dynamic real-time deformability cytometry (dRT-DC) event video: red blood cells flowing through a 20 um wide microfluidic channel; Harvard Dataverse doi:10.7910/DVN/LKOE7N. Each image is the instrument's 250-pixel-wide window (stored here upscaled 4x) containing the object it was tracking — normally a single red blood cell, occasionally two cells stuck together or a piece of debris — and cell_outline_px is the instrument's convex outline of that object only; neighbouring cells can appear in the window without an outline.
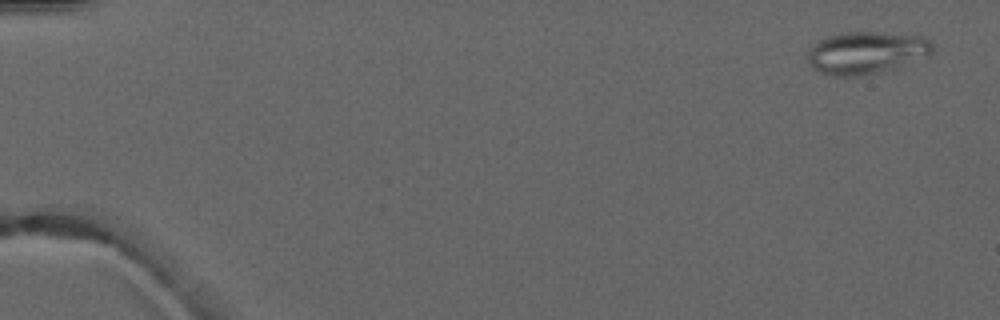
{"species": "common noctule bat (a hibernating species)", "species_latin": "Nyctalus noctula", "temperature_condition": "warm", "stored_images_in_passage": 4, "camera_frame_rate_fps": 3000, "um_per_image_px": 0.085, "animal": {"sex": "male", "forearm_length_mm": 52.5}, "frame": {"image": 1, "passage_image": 1, "time_ms": 0.0, "image_size_px": [1000, 320], "cell_outline_px": [[932, 52], [928, 56], [876, 72], [860, 76], [832, 76], [820, 72], [812, 68], [808, 64], [808, 52], [812, 44], [828, 36], [844, 32], [876, 32], [924, 36], [932, 44]], "centroid_in_image_um": [73.58, 4.46], "position_along_channel_um": 11.4, "area_um2": 30.46}}